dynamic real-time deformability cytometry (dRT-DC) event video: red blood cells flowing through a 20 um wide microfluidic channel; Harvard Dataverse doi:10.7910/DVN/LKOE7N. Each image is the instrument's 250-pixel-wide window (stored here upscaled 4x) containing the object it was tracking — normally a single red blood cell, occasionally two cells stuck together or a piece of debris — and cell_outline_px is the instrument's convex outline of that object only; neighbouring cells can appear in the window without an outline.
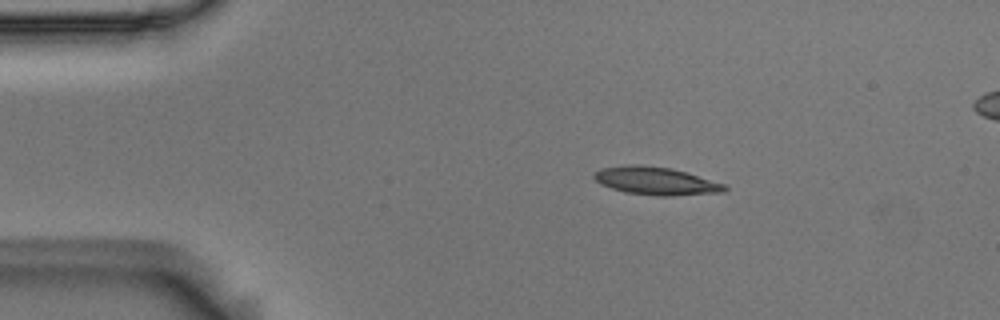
{"species": "Egyptian fruit bat (a non-hibernating species)", "species_latin": "Rousettus aegyptiacus", "temperature_condition": "room temperature", "stored_images_in_passage": 47, "camera_frame_rate_fps": 3000, "um_per_image_px": 0.085, "animal": {"sex": "male"}, "frame": {"image": 1, "passage_image": 1, "time_ms": 0.0, "image_size_px": [1000, 320], "cell_outline_px": [[728, 188], [724, 192], [672, 196], [656, 196], [624, 192], [600, 184], [592, 176], [600, 168], [624, 164], [640, 164], [672, 168], [724, 184]], "centroid_in_image_um": [55.71, 15.37], "position_along_channel_um": 29.3, "area_um2": 21.33}}
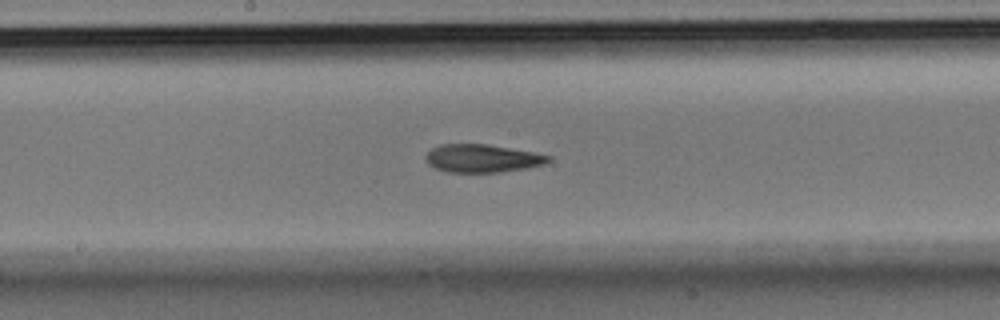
{"frame": {"image": 2, "passage_image": 20, "time_ms": 6.333, "image_size_px": [1000, 320], "cell_outline_px": [[552, 160], [544, 164], [528, 168], [500, 172], [448, 172], [436, 168], [428, 164], [424, 160], [424, 156], [432, 148], [440, 144], [484, 144], [532, 152], [552, 156]], "centroid_in_image_um": [40.97, 13.46], "position_along_channel_um": 207.2, "area_um2": 20.0}}
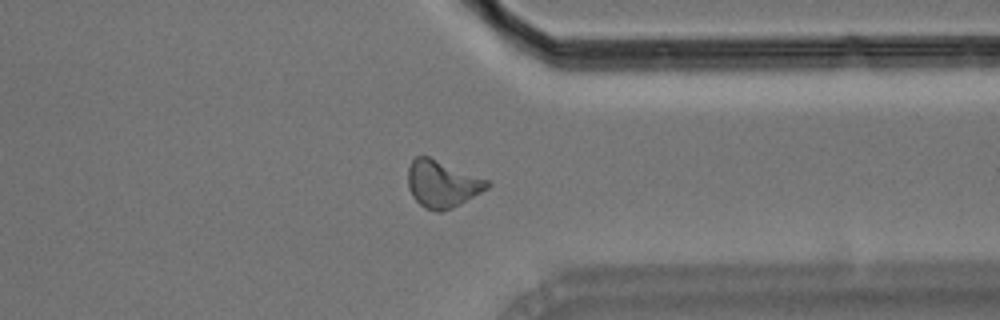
{"frame": {"image": 3, "passage_image": 34, "time_ms": 11.0, "image_size_px": [1000, 320], "cell_outline_px": [[492, 184], [488, 188], [460, 204], [452, 208], [440, 212], [436, 212], [424, 208], [412, 196], [408, 188], [408, 168], [412, 160], [416, 156], [428, 156], [488, 180]], "centroid_in_image_um": [37.57, 15.64], "position_along_channel_um": 373.8, "area_um2": 21.62}, "authors_computed_cell_mechanics": {"area_um2": 20.6924, "velocity_mm_per_s": 3.6378, "shape_relaxation_time_tau1_ms": 7.017, "shape_relaxation_time_tau2_ms": 7.1974, "deformation_change_tau1": 0.2105, "deformation_change_tau2": 0.1277}}